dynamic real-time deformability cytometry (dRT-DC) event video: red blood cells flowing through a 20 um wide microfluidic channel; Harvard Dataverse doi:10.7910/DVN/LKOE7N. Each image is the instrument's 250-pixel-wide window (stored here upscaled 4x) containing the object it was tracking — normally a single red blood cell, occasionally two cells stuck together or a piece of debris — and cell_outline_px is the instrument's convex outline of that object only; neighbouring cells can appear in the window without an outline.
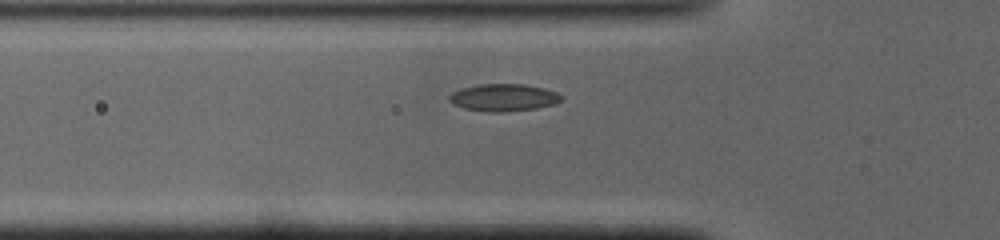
{"species": "common noctule bat (a hibernating species)", "species_latin": "Nyctalus noctula", "temperature_condition": "cold", "stored_images_in_passage": 38, "camera_frame_rate_fps": 3000, "um_per_image_px": 0.085, "animal": {"sex": "male", "body_mass_g": 19.0, "forearm_length_mm": 50.8}, "frame": {"image": 1, "passage_image": 8, "time_ms": 2.333, "image_size_px": [1000, 240], "cell_outline_px": [[564, 100], [556, 104], [536, 108], [504, 112], [492, 112], [464, 108], [452, 104], [448, 100], [448, 96], [452, 92], [460, 88], [480, 84], [524, 84], [544, 88], [556, 92], [564, 96]], "centroid_in_image_um": [42.82, 8.29], "position_along_channel_um": 83.0, "area_um2": 18.03}}
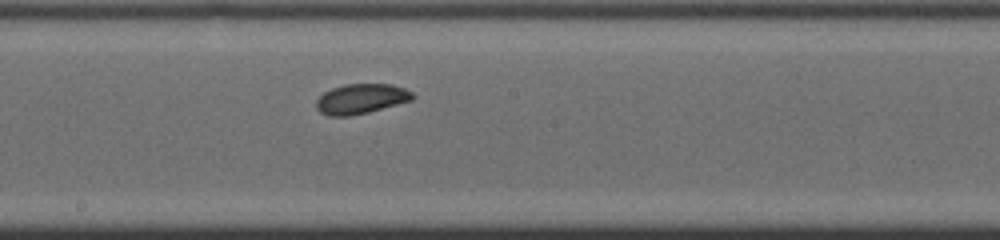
{"frame": {"image": 2, "passage_image": 18, "time_ms": 5.667, "image_size_px": [1000, 240], "cell_outline_px": [[416, 96], [412, 100], [368, 112], [348, 116], [328, 116], [320, 112], [316, 108], [316, 100], [324, 92], [332, 88], [344, 84], [392, 84], [404, 88], [412, 92]], "centroid_in_image_um": [30.68, 8.39], "position_along_channel_um": 217.5, "area_um2": 16.82}}
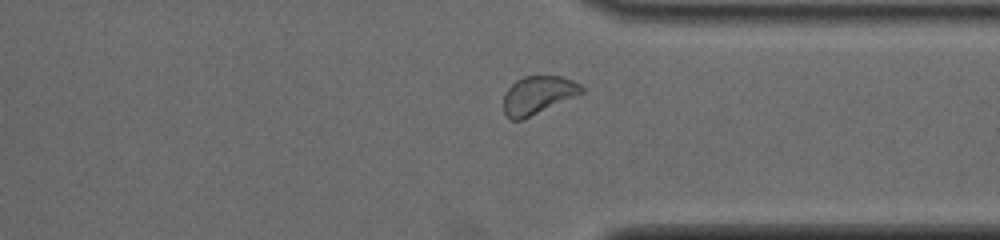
{"frame": {"image": 3, "passage_image": 29, "time_ms": 9.333, "image_size_px": [1000, 240], "cell_outline_px": [[584, 92], [520, 120], [512, 120], [504, 112], [504, 96], [508, 88], [516, 80], [524, 76], [560, 76], [572, 80], [580, 84], [584, 88]], "centroid_in_image_um": [45.72, 8.06], "position_along_channel_um": 365.7, "area_um2": 16.88}, "authors_computed_cell_mechanics": {"area_um2": 16.9932, "velocity_mm_per_s": 4.0408, "shape_relaxation_time_tau1_ms": 2.3111, "shape_relaxation_time_tau2_ms": 1.6754, "deformation_change_tau1": 0.0969, "deformation_change_tau2": 0.0554}}